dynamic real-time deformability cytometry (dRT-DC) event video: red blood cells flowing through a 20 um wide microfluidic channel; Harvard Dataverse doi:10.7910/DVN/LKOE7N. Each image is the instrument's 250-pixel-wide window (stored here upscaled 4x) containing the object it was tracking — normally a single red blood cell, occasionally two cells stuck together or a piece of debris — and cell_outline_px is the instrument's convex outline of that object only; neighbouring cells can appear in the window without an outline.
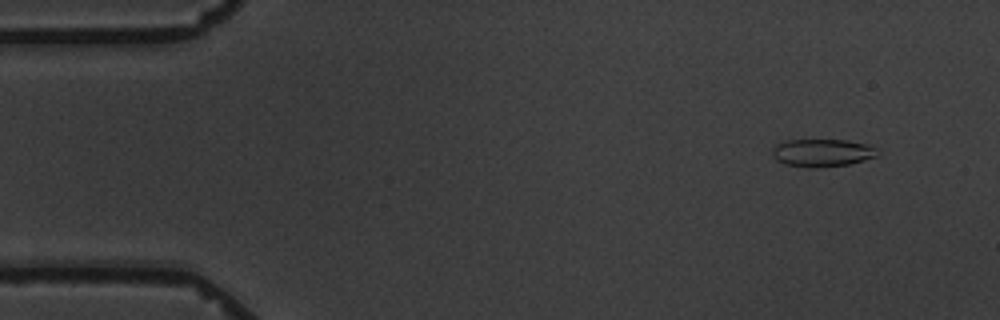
{"species": "common noctule bat (a hibernating species)", "species_latin": "Nyctalus noctula", "temperature_condition": "warm", "stored_images_in_passage": 6, "camera_frame_rate_fps": 3000, "um_per_image_px": 0.085, "animal": {"sex": "male", "body_mass_g": 19.5, "forearm_length_mm": 54.6}, "frame": {"image": 1, "passage_image": 2, "time_ms": 1.0, "image_size_px": [1000, 320], "cell_outline_px": [[876, 156], [864, 160], [848, 164], [816, 168], [812, 168], [784, 164], [776, 160], [772, 156], [772, 148], [776, 144], [784, 140], [848, 140], [864, 144], [872, 148]], "centroid_in_image_um": [69.77, 12.99], "position_along_channel_um": 15.2, "area_um2": 16.76}}
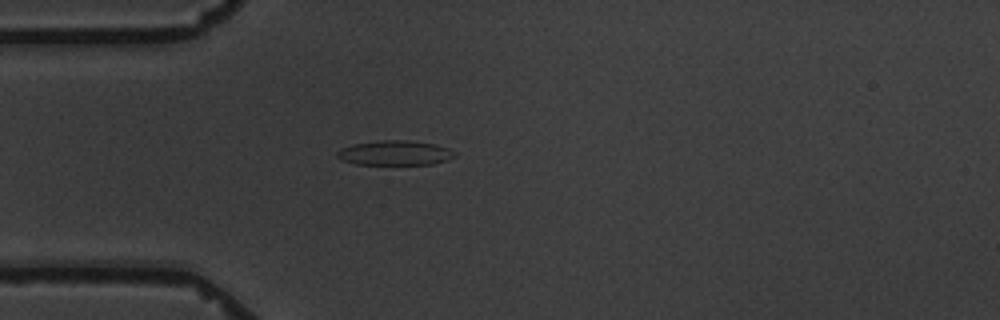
{"frame": {"image": 2, "passage_image": 5, "time_ms": 4.667, "image_size_px": [1000, 320], "cell_outline_px": [[456, 156], [448, 160], [432, 164], [356, 164], [340, 160], [336, 156], [336, 152], [340, 148], [356, 144], [380, 140], [408, 140], [436, 144], [448, 148], [456, 152]], "centroid_in_image_um": [33.58, 13.0], "position_along_channel_um": 51.4, "area_um2": 16.99}}